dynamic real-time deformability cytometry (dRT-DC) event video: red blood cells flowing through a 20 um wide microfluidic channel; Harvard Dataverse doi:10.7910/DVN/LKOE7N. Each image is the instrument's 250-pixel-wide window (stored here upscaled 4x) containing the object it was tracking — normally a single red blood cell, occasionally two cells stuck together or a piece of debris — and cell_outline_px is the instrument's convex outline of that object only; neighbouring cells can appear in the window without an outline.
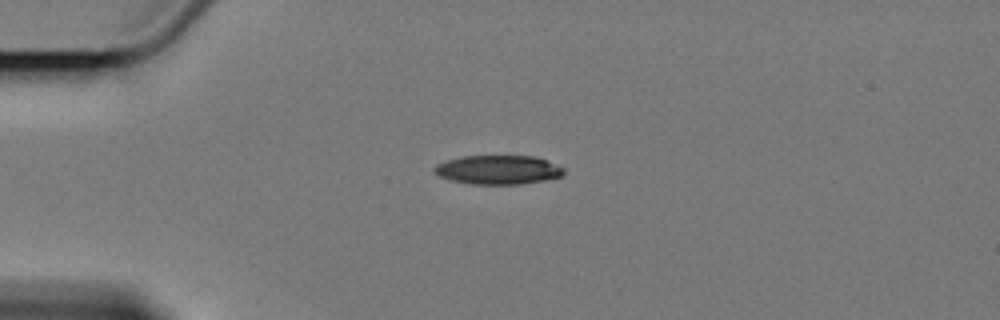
{"species": "Egyptian fruit bat (a non-hibernating species)", "species_latin": "Rousettus aegyptiacus", "temperature_condition": "cold", "stored_images_in_passage": 2, "camera_frame_rate_fps": 3000, "um_per_image_px": 0.085, "animal": {"sex": "female"}, "frame": {"image": 1, "passage_image": 2, "time_ms": 1.333, "image_size_px": [1000, 320], "cell_outline_px": [[564, 172], [560, 176], [544, 180], [520, 184], [472, 184], [452, 180], [440, 176], [432, 168], [436, 164], [448, 160], [464, 156], [532, 156], [544, 160], [564, 168]], "centroid_in_image_um": [42.32, 14.43], "position_along_channel_um": 42.7, "area_um2": 21.5}}